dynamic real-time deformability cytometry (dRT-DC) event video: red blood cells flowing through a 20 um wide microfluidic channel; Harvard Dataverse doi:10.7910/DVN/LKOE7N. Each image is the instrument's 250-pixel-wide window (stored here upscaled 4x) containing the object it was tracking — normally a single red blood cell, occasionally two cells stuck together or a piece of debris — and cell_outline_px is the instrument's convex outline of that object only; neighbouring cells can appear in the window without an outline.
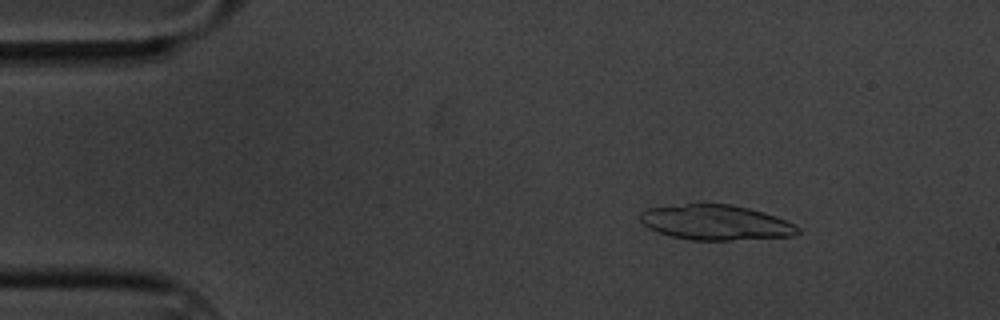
{"species": "common noctule bat (a hibernating species)", "species_latin": "Nyctalus noctula", "temperature_condition": "cold", "stored_images_in_passage": 58, "camera_frame_rate_fps": 3000, "um_per_image_px": 0.085, "animal": {"sex": "male", "body_mass_g": 20.1, "forearm_length_mm": 53.5}, "frame": {"image": 1, "passage_image": 8, "time_ms": 2.333, "image_size_px": [1000, 320], "cell_outline_px": [[800, 232], [792, 236], [732, 240], [688, 240], [672, 236], [648, 228], [640, 220], [640, 212], [648, 208], [688, 204], [732, 204], [764, 212], [776, 216], [800, 228]], "centroid_in_image_um": [60.84, 18.91], "position_along_channel_um": 24.2, "area_um2": 32.02}}
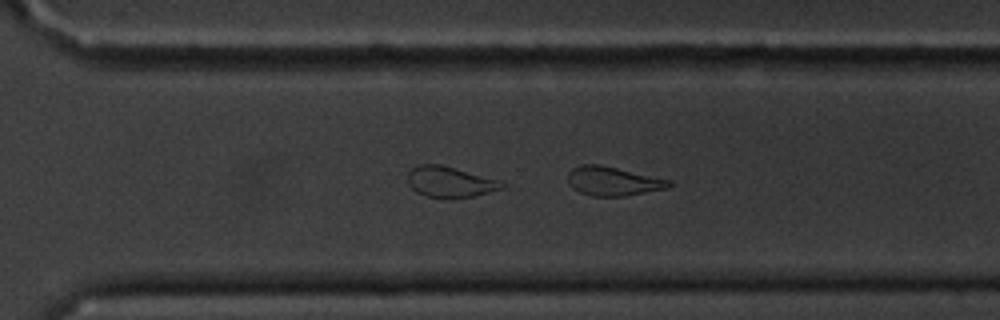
{"frame": {"image": 2, "passage_image": 41, "time_ms": 13.333, "image_size_px": [1000, 320], "cell_outline_px": [[672, 184], [668, 188], [624, 196], [592, 196], [580, 192], [572, 188], [568, 184], [568, 172], [572, 168], [580, 164], [600, 164], [672, 180]], "centroid_in_image_um": [52.09, 15.39], "position_along_channel_um": 318.5, "area_um2": 17.22}}
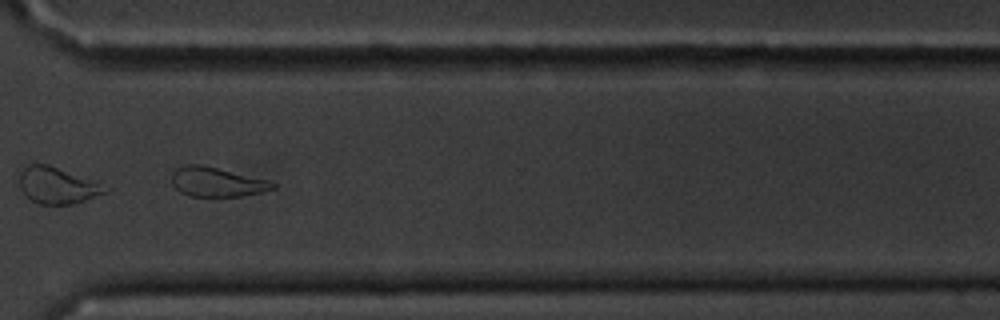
{"frame": {"image": 3, "passage_image": 44, "time_ms": 14.333, "image_size_px": [1000, 320], "cell_outline_px": [[280, 184], [276, 188], [260, 192], [240, 196], [188, 196], [180, 192], [172, 184], [172, 172], [176, 168], [184, 164], [200, 164], [268, 180]], "centroid_in_image_um": [18.42, 15.46], "position_along_channel_um": 352.2, "area_um2": 17.34}, "authors_computed_cell_mechanics": {"area_um2": 20.3167, "velocity_mm_per_s": 3.3412, "shape_relaxation_time_tau1_ms": 3.4622, "shape_relaxation_time_tau2_ms": 7.4925, "deformation_change_tau1": 0.1234, "deformation_change_tau2": 0.1212}}